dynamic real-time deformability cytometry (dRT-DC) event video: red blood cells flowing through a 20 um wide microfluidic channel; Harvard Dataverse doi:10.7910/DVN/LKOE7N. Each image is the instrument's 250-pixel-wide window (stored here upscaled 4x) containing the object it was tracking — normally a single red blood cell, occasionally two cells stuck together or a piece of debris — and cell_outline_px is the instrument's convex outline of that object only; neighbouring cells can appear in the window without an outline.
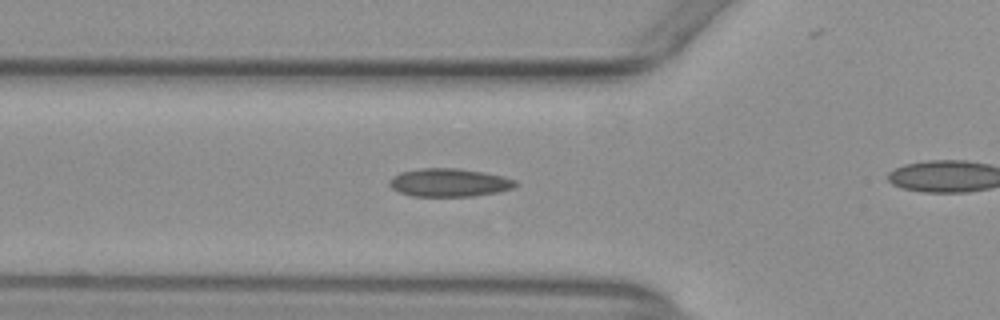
{"species": "common noctule bat (a hibernating species)", "species_latin": "Nyctalus noctula", "temperature_condition": "warm", "stored_images_in_passage": 35, "camera_frame_rate_fps": 3000, "um_per_image_px": 0.085, "animal": {"sex": "female", "body_mass_g": 29.2, "forearm_length_mm": 56.3}, "frame": {"image": 1, "passage_image": 7, "time_ms": 2.0, "image_size_px": [1000, 320], "cell_outline_px": [[520, 184], [512, 188], [500, 192], [472, 196], [412, 196], [400, 192], [392, 188], [388, 184], [388, 180], [392, 176], [400, 172], [420, 168], [460, 168], [484, 172], [516, 180]], "centroid_in_image_um": [38.18, 15.51], "position_along_channel_um": 87.6, "area_um2": 20.87}}
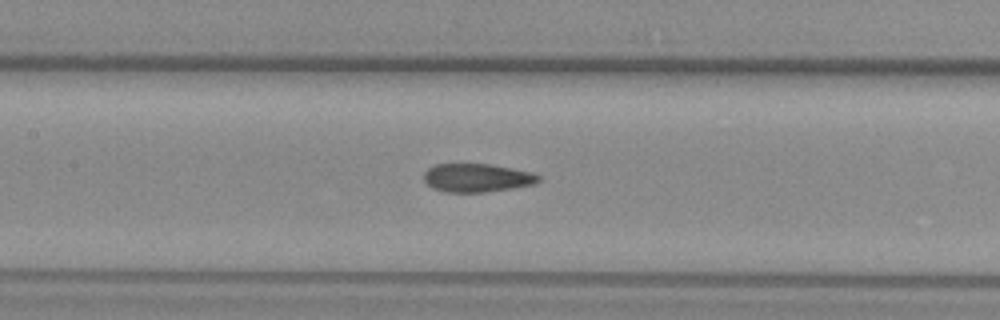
{"frame": {"image": 2, "passage_image": 13, "time_ms": 4.0, "image_size_px": [1000, 320], "cell_outline_px": [[540, 180], [536, 184], [512, 188], [484, 192], [444, 192], [432, 188], [424, 180], [424, 172], [428, 168], [436, 164], [488, 164], [512, 168], [528, 172], [540, 176]], "centroid_in_image_um": [40.52, 15.12], "position_along_channel_um": 166.9, "area_um2": 18.9}}
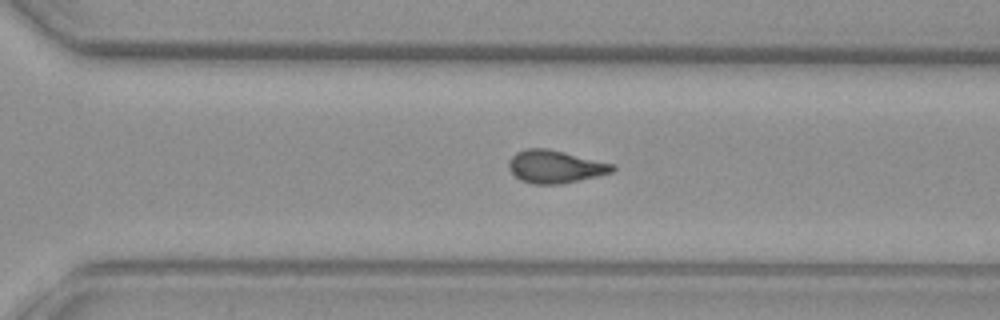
{"frame": {"image": 3, "passage_image": 25, "time_ms": 8.0, "image_size_px": [1000, 320], "cell_outline_px": [[616, 168], [612, 172], [596, 176], [560, 184], [532, 184], [520, 180], [508, 168], [508, 160], [516, 152], [524, 148], [548, 148], [616, 164]], "centroid_in_image_um": [47.18, 14.15], "position_along_channel_um": 323.4, "area_um2": 19.94}, "authors_computed_cell_mechanics": {"area_um2": 19.4208, "velocity_mm_per_s": 3.9274, "shape_relaxation_time_tau1_ms": 8.5514, "shape_relaxation_time_tau2_ms": 1.8688, "deformation_change_tau1": 0.2154, "deformation_change_tau2": 0.0976}}